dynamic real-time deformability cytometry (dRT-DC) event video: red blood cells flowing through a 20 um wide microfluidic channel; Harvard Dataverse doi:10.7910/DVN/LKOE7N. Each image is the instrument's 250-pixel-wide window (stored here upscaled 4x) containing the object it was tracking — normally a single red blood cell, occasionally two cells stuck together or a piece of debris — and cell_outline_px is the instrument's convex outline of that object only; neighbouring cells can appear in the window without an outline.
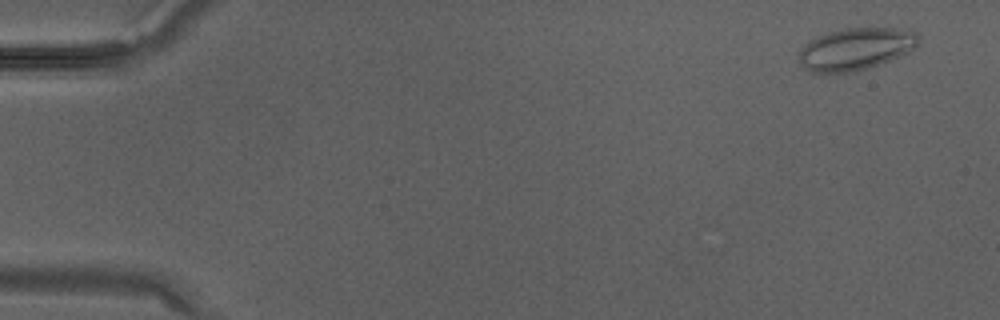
{"species": "Egyptian fruit bat (a non-hibernating species)", "species_latin": "Rousettus aegyptiacus", "temperature_condition": "warm", "stored_images_in_passage": 33, "camera_frame_rate_fps": 3000, "um_per_image_px": 0.085, "animal": {"sex": "male"}, "frame": {"image": 1, "passage_image": 1, "time_ms": 0.0, "image_size_px": [1000, 320], "cell_outline_px": [[920, 40], [916, 48], [888, 60], [868, 68], [852, 72], [812, 72], [804, 68], [800, 64], [800, 52], [812, 40], [820, 36], [832, 32], [848, 28], [912, 28], [916, 32]], "centroid_in_image_um": [72.82, 4.15], "position_along_channel_um": 12.2, "area_um2": 28.84}}
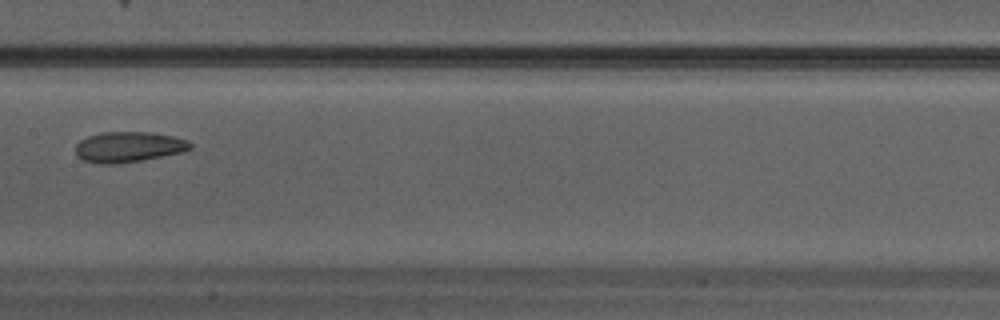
{"frame": {"image": 2, "passage_image": 17, "time_ms": 5.333, "image_size_px": [1000, 320], "cell_outline_px": [[192, 148], [184, 152], [144, 160], [116, 164], [104, 164], [84, 160], [76, 156], [76, 144], [80, 140], [88, 136], [100, 132], [148, 132], [172, 136], [188, 140], [192, 144]], "centroid_in_image_um": [10.94, 12.49], "position_along_channel_um": 196.5, "area_um2": 20.52}}
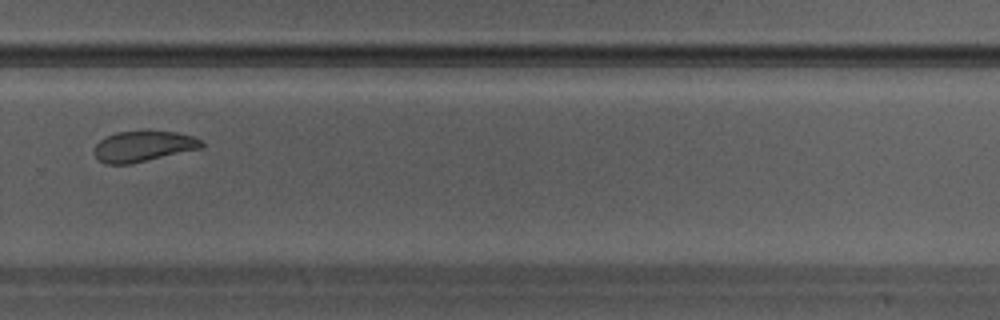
{"frame": {"image": 3, "passage_image": 23, "time_ms": 7.333, "image_size_px": [1000, 320], "cell_outline_px": [[204, 144], [200, 148], [128, 164], [104, 164], [92, 152], [96, 144], [104, 136], [116, 132], [176, 132], [192, 136], [204, 140]], "centroid_in_image_um": [12.14, 12.43], "position_along_channel_um": 317.7, "area_um2": 18.84}}